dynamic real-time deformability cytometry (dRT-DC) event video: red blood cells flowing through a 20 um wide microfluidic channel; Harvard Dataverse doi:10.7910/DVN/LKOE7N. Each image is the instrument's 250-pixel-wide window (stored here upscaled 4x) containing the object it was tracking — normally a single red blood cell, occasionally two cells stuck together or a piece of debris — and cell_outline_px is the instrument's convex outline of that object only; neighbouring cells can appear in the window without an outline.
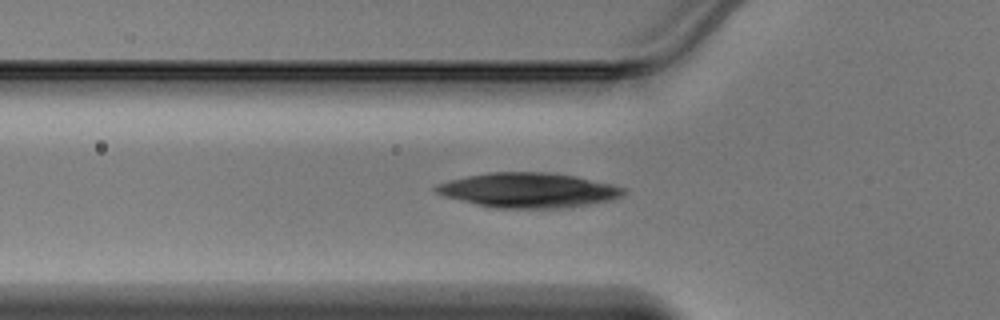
{"species": "Egyptian fruit bat (a non-hibernating species)", "species_latin": "Rousettus aegyptiacus", "temperature_condition": "warm", "stored_images_in_passage": 31, "camera_frame_rate_fps": 3000, "um_per_image_px": 0.085, "animal": {"sex": "male"}, "frame": {"image": 1, "passage_image": 2, "time_ms": 0.333, "image_size_px": [1000, 320], "cell_outline_px": [[628, 192], [612, 200], [588, 204], [560, 208], [496, 208], [444, 196], [436, 192], [432, 188], [436, 184], [448, 180], [468, 176], [492, 172], [548, 172], [576, 176], [612, 184], [624, 188]], "centroid_in_image_um": [44.92, 16.16], "position_along_channel_um": 80.9, "area_um2": 37.86}}
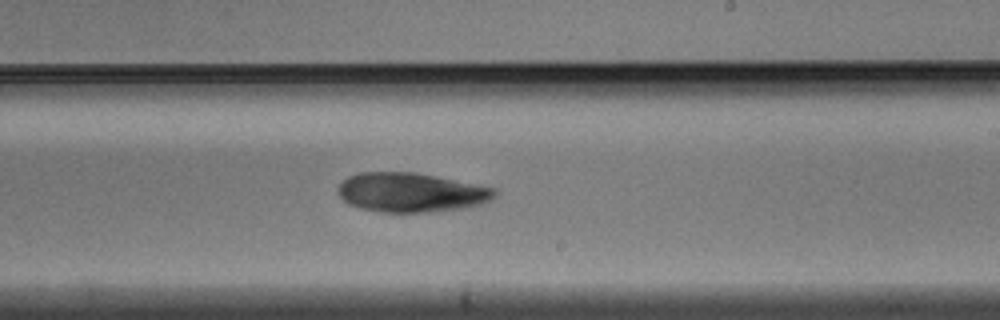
{"frame": {"image": 2, "passage_image": 14, "time_ms": 4.333, "image_size_px": [1000, 320], "cell_outline_px": [[496, 196], [492, 200], [484, 204], [460, 208], [428, 212], [380, 212], [360, 208], [348, 204], [336, 192], [336, 188], [348, 176], [360, 172], [416, 172], [496, 188]], "centroid_in_image_um": [34.93, 16.35], "position_along_channel_um": 254.1, "area_um2": 36.07}}
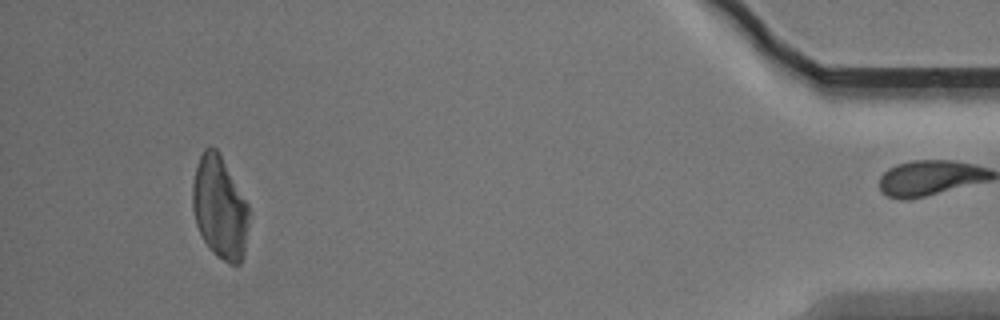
{"frame": {"image": 3, "passage_image": 30, "time_ms": 9.667, "image_size_px": [1000, 320], "cell_outline_px": [[248, 216], [244, 256], [240, 264], [228, 264], [216, 256], [208, 248], [196, 224], [192, 208], [192, 184], [196, 164], [204, 148], [216, 148], [248, 204]], "centroid_in_image_um": [18.65, 17.68], "position_along_channel_um": 416.5, "area_um2": 33.47}}